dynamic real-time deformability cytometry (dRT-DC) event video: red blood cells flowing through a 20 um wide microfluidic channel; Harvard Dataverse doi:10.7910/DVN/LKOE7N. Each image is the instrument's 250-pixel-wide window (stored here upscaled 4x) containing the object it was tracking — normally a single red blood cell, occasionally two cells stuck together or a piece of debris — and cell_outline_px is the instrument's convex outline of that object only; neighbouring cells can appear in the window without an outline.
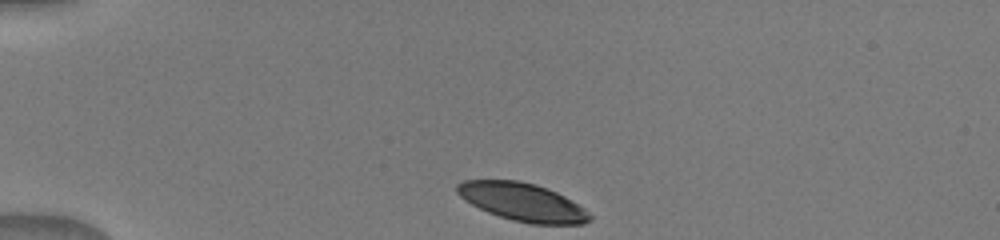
{"species": "human", "species_latin": "Homo sapiens", "temperature_condition": "warm", "stored_images_in_passage": 4, "camera_frame_rate_fps": 3000, "um_per_image_px": 0.085, "donor": {"sex": "male"}, "frame": {"image": 1, "passage_image": 1, "time_ms": 0.0, "image_size_px": [1000, 240], "cell_outline_px": [[592, 220], [584, 224], [528, 224], [512, 220], [488, 212], [464, 200], [456, 192], [456, 184], [464, 180], [520, 180], [536, 184], [548, 188], [564, 196], [584, 208], [592, 216]], "centroid_in_image_um": [44.42, 17.17], "position_along_channel_um": 40.6, "area_um2": 29.48}}
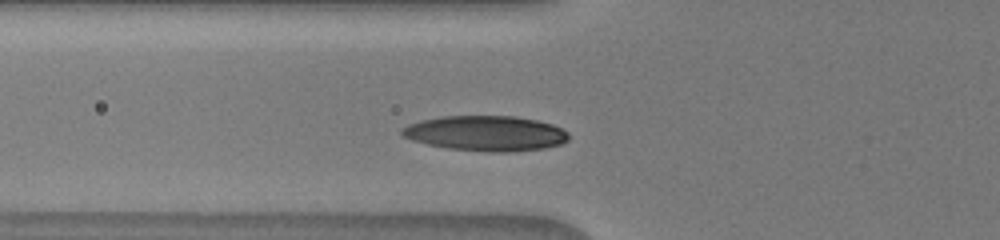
{"frame": {"image": 2, "passage_image": 4, "time_ms": 2.333, "image_size_px": [1000, 240], "cell_outline_px": [[568, 140], [560, 144], [544, 148], [512, 152], [492, 152], [448, 148], [428, 144], [412, 140], [404, 136], [400, 132], [400, 128], [408, 124], [420, 120], [440, 116], [516, 116], [536, 120], [552, 124], [568, 132]], "centroid_in_image_um": [41.27, 11.33], "position_along_channel_um": 84.5, "area_um2": 34.22}}